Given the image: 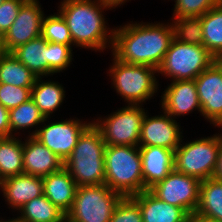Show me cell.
I'll return each instance as SVG.
<instances>
[{
    "instance_id": "obj_1",
    "label": "cell",
    "mask_w": 222,
    "mask_h": 222,
    "mask_svg": "<svg viewBox=\"0 0 222 222\" xmlns=\"http://www.w3.org/2000/svg\"><path fill=\"white\" fill-rule=\"evenodd\" d=\"M118 27L113 33V57L123 63L158 69L174 39L171 22H128Z\"/></svg>"
},
{
    "instance_id": "obj_2",
    "label": "cell",
    "mask_w": 222,
    "mask_h": 222,
    "mask_svg": "<svg viewBox=\"0 0 222 222\" xmlns=\"http://www.w3.org/2000/svg\"><path fill=\"white\" fill-rule=\"evenodd\" d=\"M112 8L116 7L103 0H61L57 11L67 22L74 46L104 52L111 49L114 33L106 25L104 10Z\"/></svg>"
},
{
    "instance_id": "obj_3",
    "label": "cell",
    "mask_w": 222,
    "mask_h": 222,
    "mask_svg": "<svg viewBox=\"0 0 222 222\" xmlns=\"http://www.w3.org/2000/svg\"><path fill=\"white\" fill-rule=\"evenodd\" d=\"M105 147L100 131L91 123L63 163L78 186L105 183Z\"/></svg>"
},
{
    "instance_id": "obj_4",
    "label": "cell",
    "mask_w": 222,
    "mask_h": 222,
    "mask_svg": "<svg viewBox=\"0 0 222 222\" xmlns=\"http://www.w3.org/2000/svg\"><path fill=\"white\" fill-rule=\"evenodd\" d=\"M105 183L123 197L144 191L142 159L139 146L105 147Z\"/></svg>"
},
{
    "instance_id": "obj_5",
    "label": "cell",
    "mask_w": 222,
    "mask_h": 222,
    "mask_svg": "<svg viewBox=\"0 0 222 222\" xmlns=\"http://www.w3.org/2000/svg\"><path fill=\"white\" fill-rule=\"evenodd\" d=\"M112 59L107 73L111 77V85L125 104L143 105L142 103L152 99L159 88V81L155 77L157 69L148 65L123 63L114 57Z\"/></svg>"
},
{
    "instance_id": "obj_6",
    "label": "cell",
    "mask_w": 222,
    "mask_h": 222,
    "mask_svg": "<svg viewBox=\"0 0 222 222\" xmlns=\"http://www.w3.org/2000/svg\"><path fill=\"white\" fill-rule=\"evenodd\" d=\"M214 62L215 57L203 45L173 39L157 71L171 81L195 80Z\"/></svg>"
},
{
    "instance_id": "obj_7",
    "label": "cell",
    "mask_w": 222,
    "mask_h": 222,
    "mask_svg": "<svg viewBox=\"0 0 222 222\" xmlns=\"http://www.w3.org/2000/svg\"><path fill=\"white\" fill-rule=\"evenodd\" d=\"M181 143L174 151V170L200 181L213 178L220 149V134L196 138L187 143L181 140Z\"/></svg>"
},
{
    "instance_id": "obj_8",
    "label": "cell",
    "mask_w": 222,
    "mask_h": 222,
    "mask_svg": "<svg viewBox=\"0 0 222 222\" xmlns=\"http://www.w3.org/2000/svg\"><path fill=\"white\" fill-rule=\"evenodd\" d=\"M122 197L106 184L78 186L66 222H109Z\"/></svg>"
},
{
    "instance_id": "obj_9",
    "label": "cell",
    "mask_w": 222,
    "mask_h": 222,
    "mask_svg": "<svg viewBox=\"0 0 222 222\" xmlns=\"http://www.w3.org/2000/svg\"><path fill=\"white\" fill-rule=\"evenodd\" d=\"M142 107L144 106L127 105L104 118L101 116L92 120L106 146H139L142 121L146 114Z\"/></svg>"
},
{
    "instance_id": "obj_10",
    "label": "cell",
    "mask_w": 222,
    "mask_h": 222,
    "mask_svg": "<svg viewBox=\"0 0 222 222\" xmlns=\"http://www.w3.org/2000/svg\"><path fill=\"white\" fill-rule=\"evenodd\" d=\"M200 185L198 178L172 170L148 190L158 199L182 208L192 217L199 203Z\"/></svg>"
},
{
    "instance_id": "obj_11",
    "label": "cell",
    "mask_w": 222,
    "mask_h": 222,
    "mask_svg": "<svg viewBox=\"0 0 222 222\" xmlns=\"http://www.w3.org/2000/svg\"><path fill=\"white\" fill-rule=\"evenodd\" d=\"M49 119L45 118L41 124L43 126L38 127L39 129L34 137L55 153L64 163L76 146L79 136L92 122H83L82 119L78 118H70L64 121L61 119V121L54 122L52 120L51 122L48 121Z\"/></svg>"
},
{
    "instance_id": "obj_12",
    "label": "cell",
    "mask_w": 222,
    "mask_h": 222,
    "mask_svg": "<svg viewBox=\"0 0 222 222\" xmlns=\"http://www.w3.org/2000/svg\"><path fill=\"white\" fill-rule=\"evenodd\" d=\"M44 16L39 0H25L15 21L4 34L6 53H12L19 46L39 37Z\"/></svg>"
},
{
    "instance_id": "obj_13",
    "label": "cell",
    "mask_w": 222,
    "mask_h": 222,
    "mask_svg": "<svg viewBox=\"0 0 222 222\" xmlns=\"http://www.w3.org/2000/svg\"><path fill=\"white\" fill-rule=\"evenodd\" d=\"M201 116L212 126L222 121V69L214 62L195 79Z\"/></svg>"
},
{
    "instance_id": "obj_14",
    "label": "cell",
    "mask_w": 222,
    "mask_h": 222,
    "mask_svg": "<svg viewBox=\"0 0 222 222\" xmlns=\"http://www.w3.org/2000/svg\"><path fill=\"white\" fill-rule=\"evenodd\" d=\"M162 112L163 114L149 117L146 110L141 126L139 146H158L175 151L184 137L183 130L180 129L181 126L176 119Z\"/></svg>"
},
{
    "instance_id": "obj_15",
    "label": "cell",
    "mask_w": 222,
    "mask_h": 222,
    "mask_svg": "<svg viewBox=\"0 0 222 222\" xmlns=\"http://www.w3.org/2000/svg\"><path fill=\"white\" fill-rule=\"evenodd\" d=\"M170 82V85L161 94L160 105L162 111L173 119L178 116L184 117L186 114L193 112V110H198L201 115L195 80Z\"/></svg>"
},
{
    "instance_id": "obj_16",
    "label": "cell",
    "mask_w": 222,
    "mask_h": 222,
    "mask_svg": "<svg viewBox=\"0 0 222 222\" xmlns=\"http://www.w3.org/2000/svg\"><path fill=\"white\" fill-rule=\"evenodd\" d=\"M0 190L9 209L18 211L30 200L43 195V177L22 173L0 181Z\"/></svg>"
},
{
    "instance_id": "obj_17",
    "label": "cell",
    "mask_w": 222,
    "mask_h": 222,
    "mask_svg": "<svg viewBox=\"0 0 222 222\" xmlns=\"http://www.w3.org/2000/svg\"><path fill=\"white\" fill-rule=\"evenodd\" d=\"M23 141L24 173L44 177L63 167V161L34 136Z\"/></svg>"
},
{
    "instance_id": "obj_18",
    "label": "cell",
    "mask_w": 222,
    "mask_h": 222,
    "mask_svg": "<svg viewBox=\"0 0 222 222\" xmlns=\"http://www.w3.org/2000/svg\"><path fill=\"white\" fill-rule=\"evenodd\" d=\"M144 190L163 180L174 170V151L158 146H139Z\"/></svg>"
},
{
    "instance_id": "obj_19",
    "label": "cell",
    "mask_w": 222,
    "mask_h": 222,
    "mask_svg": "<svg viewBox=\"0 0 222 222\" xmlns=\"http://www.w3.org/2000/svg\"><path fill=\"white\" fill-rule=\"evenodd\" d=\"M131 197L139 204L143 222H185L190 218L182 208L158 199L149 190Z\"/></svg>"
},
{
    "instance_id": "obj_20",
    "label": "cell",
    "mask_w": 222,
    "mask_h": 222,
    "mask_svg": "<svg viewBox=\"0 0 222 222\" xmlns=\"http://www.w3.org/2000/svg\"><path fill=\"white\" fill-rule=\"evenodd\" d=\"M77 188V183L64 167L43 177V194L65 214L72 206Z\"/></svg>"
},
{
    "instance_id": "obj_21",
    "label": "cell",
    "mask_w": 222,
    "mask_h": 222,
    "mask_svg": "<svg viewBox=\"0 0 222 222\" xmlns=\"http://www.w3.org/2000/svg\"><path fill=\"white\" fill-rule=\"evenodd\" d=\"M194 217L198 220L222 222V181L215 178L201 181L199 203Z\"/></svg>"
},
{
    "instance_id": "obj_22",
    "label": "cell",
    "mask_w": 222,
    "mask_h": 222,
    "mask_svg": "<svg viewBox=\"0 0 222 222\" xmlns=\"http://www.w3.org/2000/svg\"><path fill=\"white\" fill-rule=\"evenodd\" d=\"M65 89L57 81L42 80L37 77L31 89V98L45 118H51V114L57 111L65 98Z\"/></svg>"
},
{
    "instance_id": "obj_23",
    "label": "cell",
    "mask_w": 222,
    "mask_h": 222,
    "mask_svg": "<svg viewBox=\"0 0 222 222\" xmlns=\"http://www.w3.org/2000/svg\"><path fill=\"white\" fill-rule=\"evenodd\" d=\"M12 54L36 77L48 76L47 41L41 35L19 46Z\"/></svg>"
},
{
    "instance_id": "obj_24",
    "label": "cell",
    "mask_w": 222,
    "mask_h": 222,
    "mask_svg": "<svg viewBox=\"0 0 222 222\" xmlns=\"http://www.w3.org/2000/svg\"><path fill=\"white\" fill-rule=\"evenodd\" d=\"M15 222H66V214L56 207L44 194L24 204Z\"/></svg>"
},
{
    "instance_id": "obj_25",
    "label": "cell",
    "mask_w": 222,
    "mask_h": 222,
    "mask_svg": "<svg viewBox=\"0 0 222 222\" xmlns=\"http://www.w3.org/2000/svg\"><path fill=\"white\" fill-rule=\"evenodd\" d=\"M21 140L14 135L0 138V181L24 173Z\"/></svg>"
},
{
    "instance_id": "obj_26",
    "label": "cell",
    "mask_w": 222,
    "mask_h": 222,
    "mask_svg": "<svg viewBox=\"0 0 222 222\" xmlns=\"http://www.w3.org/2000/svg\"><path fill=\"white\" fill-rule=\"evenodd\" d=\"M44 120V115L38 109L33 99L30 98L16 108L9 110L10 136L19 135L22 129L28 130L29 128L33 129V127H36L34 131H29L28 133V136H34L38 131L37 127H40Z\"/></svg>"
},
{
    "instance_id": "obj_27",
    "label": "cell",
    "mask_w": 222,
    "mask_h": 222,
    "mask_svg": "<svg viewBox=\"0 0 222 222\" xmlns=\"http://www.w3.org/2000/svg\"><path fill=\"white\" fill-rule=\"evenodd\" d=\"M200 19L203 46L216 58L222 52V0Z\"/></svg>"
},
{
    "instance_id": "obj_28",
    "label": "cell",
    "mask_w": 222,
    "mask_h": 222,
    "mask_svg": "<svg viewBox=\"0 0 222 222\" xmlns=\"http://www.w3.org/2000/svg\"><path fill=\"white\" fill-rule=\"evenodd\" d=\"M36 78L12 53L0 57V83L32 88Z\"/></svg>"
},
{
    "instance_id": "obj_29",
    "label": "cell",
    "mask_w": 222,
    "mask_h": 222,
    "mask_svg": "<svg viewBox=\"0 0 222 222\" xmlns=\"http://www.w3.org/2000/svg\"><path fill=\"white\" fill-rule=\"evenodd\" d=\"M174 39L186 44L203 45V30L200 17L172 18Z\"/></svg>"
},
{
    "instance_id": "obj_30",
    "label": "cell",
    "mask_w": 222,
    "mask_h": 222,
    "mask_svg": "<svg viewBox=\"0 0 222 222\" xmlns=\"http://www.w3.org/2000/svg\"><path fill=\"white\" fill-rule=\"evenodd\" d=\"M41 36L47 42L74 46L67 22L59 12L54 13V15L44 16Z\"/></svg>"
},
{
    "instance_id": "obj_31",
    "label": "cell",
    "mask_w": 222,
    "mask_h": 222,
    "mask_svg": "<svg viewBox=\"0 0 222 222\" xmlns=\"http://www.w3.org/2000/svg\"><path fill=\"white\" fill-rule=\"evenodd\" d=\"M73 49L69 45L47 42L48 76L66 70L73 60Z\"/></svg>"
},
{
    "instance_id": "obj_32",
    "label": "cell",
    "mask_w": 222,
    "mask_h": 222,
    "mask_svg": "<svg viewBox=\"0 0 222 222\" xmlns=\"http://www.w3.org/2000/svg\"><path fill=\"white\" fill-rule=\"evenodd\" d=\"M173 18L201 17L221 0H174Z\"/></svg>"
},
{
    "instance_id": "obj_33",
    "label": "cell",
    "mask_w": 222,
    "mask_h": 222,
    "mask_svg": "<svg viewBox=\"0 0 222 222\" xmlns=\"http://www.w3.org/2000/svg\"><path fill=\"white\" fill-rule=\"evenodd\" d=\"M109 222H143L139 204L131 197H122Z\"/></svg>"
},
{
    "instance_id": "obj_34",
    "label": "cell",
    "mask_w": 222,
    "mask_h": 222,
    "mask_svg": "<svg viewBox=\"0 0 222 222\" xmlns=\"http://www.w3.org/2000/svg\"><path fill=\"white\" fill-rule=\"evenodd\" d=\"M31 89L0 83V104L11 110L31 98Z\"/></svg>"
},
{
    "instance_id": "obj_35",
    "label": "cell",
    "mask_w": 222,
    "mask_h": 222,
    "mask_svg": "<svg viewBox=\"0 0 222 222\" xmlns=\"http://www.w3.org/2000/svg\"><path fill=\"white\" fill-rule=\"evenodd\" d=\"M25 0H5L0 5V33L4 35L15 21Z\"/></svg>"
},
{
    "instance_id": "obj_36",
    "label": "cell",
    "mask_w": 222,
    "mask_h": 222,
    "mask_svg": "<svg viewBox=\"0 0 222 222\" xmlns=\"http://www.w3.org/2000/svg\"><path fill=\"white\" fill-rule=\"evenodd\" d=\"M10 136L9 110L0 104V138Z\"/></svg>"
},
{
    "instance_id": "obj_37",
    "label": "cell",
    "mask_w": 222,
    "mask_h": 222,
    "mask_svg": "<svg viewBox=\"0 0 222 222\" xmlns=\"http://www.w3.org/2000/svg\"><path fill=\"white\" fill-rule=\"evenodd\" d=\"M213 178L222 181V133H220V149Z\"/></svg>"
},
{
    "instance_id": "obj_38",
    "label": "cell",
    "mask_w": 222,
    "mask_h": 222,
    "mask_svg": "<svg viewBox=\"0 0 222 222\" xmlns=\"http://www.w3.org/2000/svg\"><path fill=\"white\" fill-rule=\"evenodd\" d=\"M103 1L109 2L118 8V6L120 7L121 5H124L129 0H103Z\"/></svg>"
},
{
    "instance_id": "obj_39",
    "label": "cell",
    "mask_w": 222,
    "mask_h": 222,
    "mask_svg": "<svg viewBox=\"0 0 222 222\" xmlns=\"http://www.w3.org/2000/svg\"><path fill=\"white\" fill-rule=\"evenodd\" d=\"M6 53L4 47V35L0 33V57Z\"/></svg>"
},
{
    "instance_id": "obj_40",
    "label": "cell",
    "mask_w": 222,
    "mask_h": 222,
    "mask_svg": "<svg viewBox=\"0 0 222 222\" xmlns=\"http://www.w3.org/2000/svg\"><path fill=\"white\" fill-rule=\"evenodd\" d=\"M215 63L222 69V52L215 58Z\"/></svg>"
},
{
    "instance_id": "obj_41",
    "label": "cell",
    "mask_w": 222,
    "mask_h": 222,
    "mask_svg": "<svg viewBox=\"0 0 222 222\" xmlns=\"http://www.w3.org/2000/svg\"><path fill=\"white\" fill-rule=\"evenodd\" d=\"M185 222H198V219H196L194 216H192Z\"/></svg>"
},
{
    "instance_id": "obj_42",
    "label": "cell",
    "mask_w": 222,
    "mask_h": 222,
    "mask_svg": "<svg viewBox=\"0 0 222 222\" xmlns=\"http://www.w3.org/2000/svg\"><path fill=\"white\" fill-rule=\"evenodd\" d=\"M198 222H215V221H211V220H198Z\"/></svg>"
},
{
    "instance_id": "obj_43",
    "label": "cell",
    "mask_w": 222,
    "mask_h": 222,
    "mask_svg": "<svg viewBox=\"0 0 222 222\" xmlns=\"http://www.w3.org/2000/svg\"><path fill=\"white\" fill-rule=\"evenodd\" d=\"M218 128H222V121L217 125Z\"/></svg>"
},
{
    "instance_id": "obj_44",
    "label": "cell",
    "mask_w": 222,
    "mask_h": 222,
    "mask_svg": "<svg viewBox=\"0 0 222 222\" xmlns=\"http://www.w3.org/2000/svg\"><path fill=\"white\" fill-rule=\"evenodd\" d=\"M8 220L6 219H2V218H0V222H7Z\"/></svg>"
},
{
    "instance_id": "obj_45",
    "label": "cell",
    "mask_w": 222,
    "mask_h": 222,
    "mask_svg": "<svg viewBox=\"0 0 222 222\" xmlns=\"http://www.w3.org/2000/svg\"><path fill=\"white\" fill-rule=\"evenodd\" d=\"M7 222H13V219H8V221Z\"/></svg>"
}]
</instances>
